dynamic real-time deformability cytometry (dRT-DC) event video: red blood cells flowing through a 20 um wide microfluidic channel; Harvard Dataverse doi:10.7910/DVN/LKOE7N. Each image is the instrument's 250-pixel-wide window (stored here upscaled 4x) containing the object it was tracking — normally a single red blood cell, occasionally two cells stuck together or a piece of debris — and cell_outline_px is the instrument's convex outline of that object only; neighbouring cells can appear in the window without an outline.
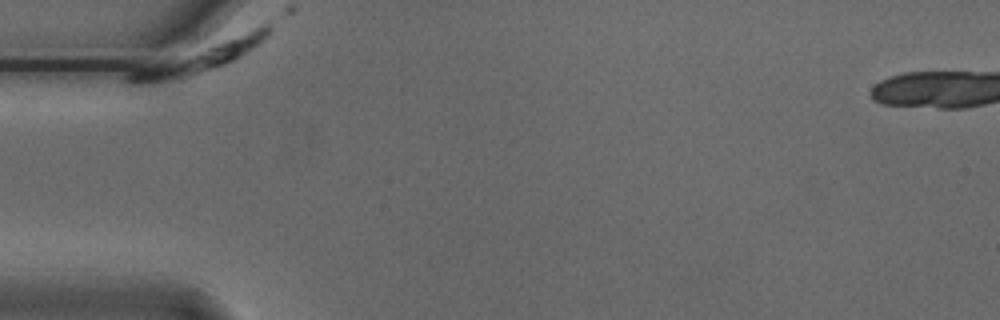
{"species": "Egyptian fruit bat (a non-hibernating species)", "species_latin": "Rousettus aegyptiacus", "temperature_condition": "cold", "stored_images_in_passage": 4, "camera_frame_rate_fps": 3000, "um_per_image_px": 0.085, "animal": {"sex": "male"}, "frame": {"image": 1, "passage_image": 1, "time_ms": 0.0, "image_size_px": [1000, 320], "cell_outline_px": [[272, 32], [260, 44], [240, 56], [224, 64], [180, 80], [156, 84], [128, 84], [124, 80], [124, 72], [132, 68], [264, 24], [272, 24]], "centroid_in_image_um": [16.83, 4.94], "position_along_channel_um": 68.2, "area_um2": 24.62}}